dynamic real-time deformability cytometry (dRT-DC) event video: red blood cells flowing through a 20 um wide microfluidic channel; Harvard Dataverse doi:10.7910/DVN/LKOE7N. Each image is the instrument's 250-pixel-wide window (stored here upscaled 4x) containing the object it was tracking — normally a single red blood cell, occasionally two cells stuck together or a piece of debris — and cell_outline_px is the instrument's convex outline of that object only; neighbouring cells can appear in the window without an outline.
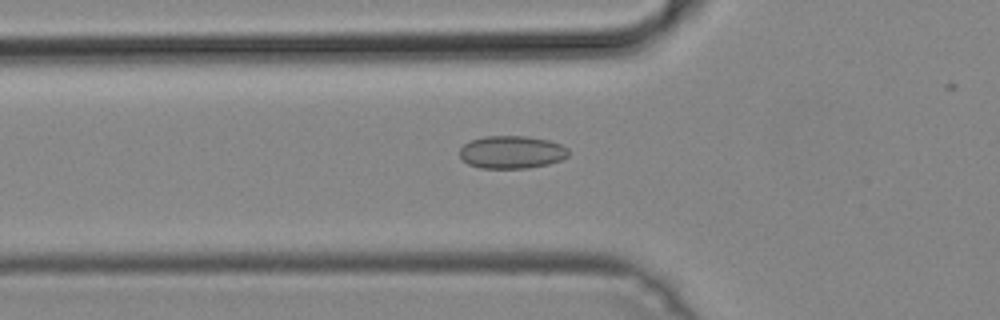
{"species": "common noctule bat (a hibernating species)", "species_latin": "Nyctalus noctula", "temperature_condition": "cold", "stored_images_in_passage": 26, "camera_frame_rate_fps": 3000, "um_per_image_px": 0.085, "animal": {"sex": "male", "body_mass_g": 19.2, "forearm_length_mm": 51.8}, "frame": {"image": 1, "passage_image": 4, "time_ms": 1.0, "image_size_px": [1000, 320], "cell_outline_px": [[568, 156], [560, 160], [548, 164], [528, 168], [480, 168], [468, 164], [460, 156], [460, 148], [464, 144], [472, 140], [484, 136], [528, 136], [548, 140], [560, 144], [568, 148]], "centroid_in_image_um": [43.49, 12.93], "position_along_channel_um": 82.3, "area_um2": 20.75}}
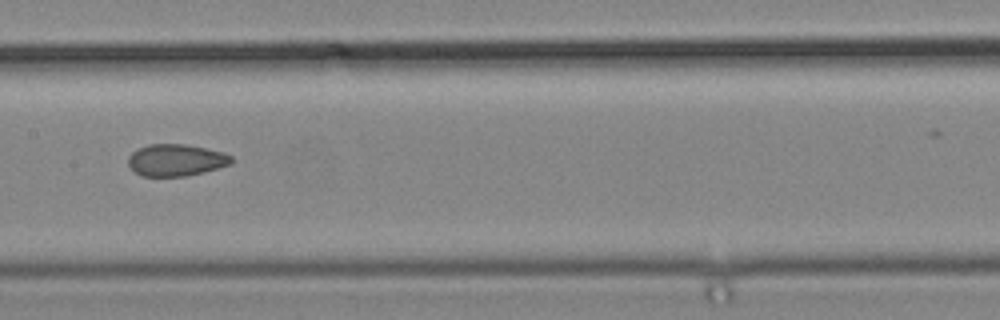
{"frame": {"image": 2, "passage_image": 12, "time_ms": 3.667, "image_size_px": [1000, 320], "cell_outline_px": [[232, 164], [204, 172], [184, 176], [144, 176], [136, 172], [128, 164], [128, 156], [136, 148], [148, 144], [184, 144], [224, 152], [232, 156]], "centroid_in_image_um": [14.96, 13.6], "position_along_channel_um": 192.4, "area_um2": 19.19}}
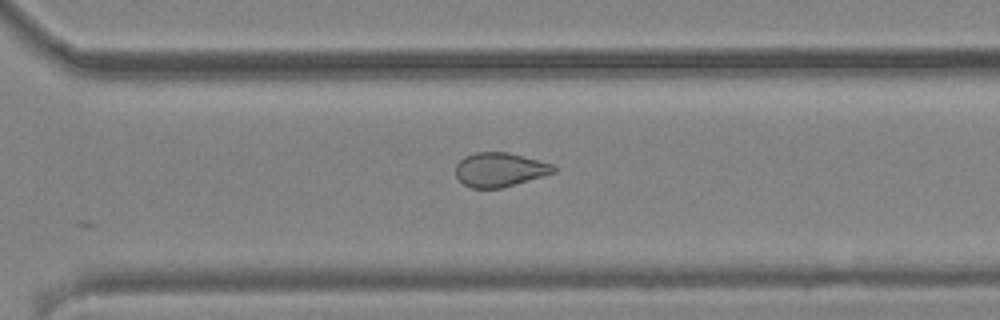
{"frame": {"image": 3, "passage_image": 22, "time_ms": 7.0, "image_size_px": [1000, 320], "cell_outline_px": [[556, 172], [500, 188], [472, 188], [464, 184], [456, 176], [456, 164], [464, 156], [476, 152], [508, 152], [552, 164], [556, 168]], "centroid_in_image_um": [42.45, 14.41], "position_along_channel_um": 328.1, "area_um2": 19.25}}